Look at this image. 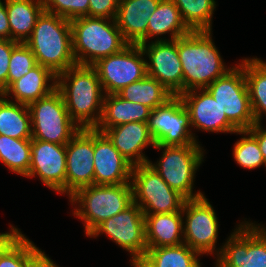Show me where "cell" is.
<instances>
[{
	"label": "cell",
	"instance_id": "cell-3",
	"mask_svg": "<svg viewBox=\"0 0 266 267\" xmlns=\"http://www.w3.org/2000/svg\"><path fill=\"white\" fill-rule=\"evenodd\" d=\"M24 43L31 49L37 64L56 76L77 65L72 50L71 25L66 18L43 11Z\"/></svg>",
	"mask_w": 266,
	"mask_h": 267
},
{
	"label": "cell",
	"instance_id": "cell-13",
	"mask_svg": "<svg viewBox=\"0 0 266 267\" xmlns=\"http://www.w3.org/2000/svg\"><path fill=\"white\" fill-rule=\"evenodd\" d=\"M147 123L155 145H200L191 131L189 113L179 96H173L164 105L151 110Z\"/></svg>",
	"mask_w": 266,
	"mask_h": 267
},
{
	"label": "cell",
	"instance_id": "cell-42",
	"mask_svg": "<svg viewBox=\"0 0 266 267\" xmlns=\"http://www.w3.org/2000/svg\"><path fill=\"white\" fill-rule=\"evenodd\" d=\"M0 39L10 40V26L6 10V0H0Z\"/></svg>",
	"mask_w": 266,
	"mask_h": 267
},
{
	"label": "cell",
	"instance_id": "cell-34",
	"mask_svg": "<svg viewBox=\"0 0 266 267\" xmlns=\"http://www.w3.org/2000/svg\"><path fill=\"white\" fill-rule=\"evenodd\" d=\"M39 248L21 234L1 255L0 267H29L30 257Z\"/></svg>",
	"mask_w": 266,
	"mask_h": 267
},
{
	"label": "cell",
	"instance_id": "cell-31",
	"mask_svg": "<svg viewBox=\"0 0 266 267\" xmlns=\"http://www.w3.org/2000/svg\"><path fill=\"white\" fill-rule=\"evenodd\" d=\"M31 139L0 135V162L14 174L25 177L30 168Z\"/></svg>",
	"mask_w": 266,
	"mask_h": 267
},
{
	"label": "cell",
	"instance_id": "cell-37",
	"mask_svg": "<svg viewBox=\"0 0 266 267\" xmlns=\"http://www.w3.org/2000/svg\"><path fill=\"white\" fill-rule=\"evenodd\" d=\"M19 42L8 39H0V92L1 94L8 88L9 60L12 49Z\"/></svg>",
	"mask_w": 266,
	"mask_h": 267
},
{
	"label": "cell",
	"instance_id": "cell-41",
	"mask_svg": "<svg viewBox=\"0 0 266 267\" xmlns=\"http://www.w3.org/2000/svg\"><path fill=\"white\" fill-rule=\"evenodd\" d=\"M10 232L0 233V255L22 234L21 230L10 225Z\"/></svg>",
	"mask_w": 266,
	"mask_h": 267
},
{
	"label": "cell",
	"instance_id": "cell-29",
	"mask_svg": "<svg viewBox=\"0 0 266 267\" xmlns=\"http://www.w3.org/2000/svg\"><path fill=\"white\" fill-rule=\"evenodd\" d=\"M244 74L252 113L256 123L266 116V62L260 58H244Z\"/></svg>",
	"mask_w": 266,
	"mask_h": 267
},
{
	"label": "cell",
	"instance_id": "cell-4",
	"mask_svg": "<svg viewBox=\"0 0 266 267\" xmlns=\"http://www.w3.org/2000/svg\"><path fill=\"white\" fill-rule=\"evenodd\" d=\"M70 25L72 50L77 65L92 66L129 45L115 19L86 16L71 20Z\"/></svg>",
	"mask_w": 266,
	"mask_h": 267
},
{
	"label": "cell",
	"instance_id": "cell-7",
	"mask_svg": "<svg viewBox=\"0 0 266 267\" xmlns=\"http://www.w3.org/2000/svg\"><path fill=\"white\" fill-rule=\"evenodd\" d=\"M31 114L32 139L66 145L81 129L66 109L61 93L51 94L28 105Z\"/></svg>",
	"mask_w": 266,
	"mask_h": 267
},
{
	"label": "cell",
	"instance_id": "cell-40",
	"mask_svg": "<svg viewBox=\"0 0 266 267\" xmlns=\"http://www.w3.org/2000/svg\"><path fill=\"white\" fill-rule=\"evenodd\" d=\"M29 267H59L47 254L38 249L31 257Z\"/></svg>",
	"mask_w": 266,
	"mask_h": 267
},
{
	"label": "cell",
	"instance_id": "cell-35",
	"mask_svg": "<svg viewBox=\"0 0 266 267\" xmlns=\"http://www.w3.org/2000/svg\"><path fill=\"white\" fill-rule=\"evenodd\" d=\"M37 65L31 49L22 42H19L13 49L9 60L8 87L21 77L26 75Z\"/></svg>",
	"mask_w": 266,
	"mask_h": 267
},
{
	"label": "cell",
	"instance_id": "cell-19",
	"mask_svg": "<svg viewBox=\"0 0 266 267\" xmlns=\"http://www.w3.org/2000/svg\"><path fill=\"white\" fill-rule=\"evenodd\" d=\"M132 168L108 137L94 128V184L130 183Z\"/></svg>",
	"mask_w": 266,
	"mask_h": 267
},
{
	"label": "cell",
	"instance_id": "cell-14",
	"mask_svg": "<svg viewBox=\"0 0 266 267\" xmlns=\"http://www.w3.org/2000/svg\"><path fill=\"white\" fill-rule=\"evenodd\" d=\"M143 56L144 52L139 44H129L119 53L102 58L92 65L105 95L117 94L124 87L147 75V57Z\"/></svg>",
	"mask_w": 266,
	"mask_h": 267
},
{
	"label": "cell",
	"instance_id": "cell-12",
	"mask_svg": "<svg viewBox=\"0 0 266 267\" xmlns=\"http://www.w3.org/2000/svg\"><path fill=\"white\" fill-rule=\"evenodd\" d=\"M184 243L202 256L219 255L216 248L219 222L216 212L205 195L186 200L182 208ZM186 216V217H185ZM215 253V254H214Z\"/></svg>",
	"mask_w": 266,
	"mask_h": 267
},
{
	"label": "cell",
	"instance_id": "cell-21",
	"mask_svg": "<svg viewBox=\"0 0 266 267\" xmlns=\"http://www.w3.org/2000/svg\"><path fill=\"white\" fill-rule=\"evenodd\" d=\"M160 1L120 0L115 21L129 44L147 43L148 21Z\"/></svg>",
	"mask_w": 266,
	"mask_h": 267
},
{
	"label": "cell",
	"instance_id": "cell-16",
	"mask_svg": "<svg viewBox=\"0 0 266 267\" xmlns=\"http://www.w3.org/2000/svg\"><path fill=\"white\" fill-rule=\"evenodd\" d=\"M93 184L94 128H82L66 144V195Z\"/></svg>",
	"mask_w": 266,
	"mask_h": 267
},
{
	"label": "cell",
	"instance_id": "cell-10",
	"mask_svg": "<svg viewBox=\"0 0 266 267\" xmlns=\"http://www.w3.org/2000/svg\"><path fill=\"white\" fill-rule=\"evenodd\" d=\"M131 186L133 202L144 214L182 211L186 201L148 163L133 166Z\"/></svg>",
	"mask_w": 266,
	"mask_h": 267
},
{
	"label": "cell",
	"instance_id": "cell-32",
	"mask_svg": "<svg viewBox=\"0 0 266 267\" xmlns=\"http://www.w3.org/2000/svg\"><path fill=\"white\" fill-rule=\"evenodd\" d=\"M190 31H212L215 0H172Z\"/></svg>",
	"mask_w": 266,
	"mask_h": 267
},
{
	"label": "cell",
	"instance_id": "cell-20",
	"mask_svg": "<svg viewBox=\"0 0 266 267\" xmlns=\"http://www.w3.org/2000/svg\"><path fill=\"white\" fill-rule=\"evenodd\" d=\"M103 133L130 164L134 166L148 163L149 159L143 151L148 146L155 147L148 123L129 122L107 128Z\"/></svg>",
	"mask_w": 266,
	"mask_h": 267
},
{
	"label": "cell",
	"instance_id": "cell-33",
	"mask_svg": "<svg viewBox=\"0 0 266 267\" xmlns=\"http://www.w3.org/2000/svg\"><path fill=\"white\" fill-rule=\"evenodd\" d=\"M235 134L241 135L233 147V157L236 164L249 170L265 165L262 152L256 138L248 130H238Z\"/></svg>",
	"mask_w": 266,
	"mask_h": 267
},
{
	"label": "cell",
	"instance_id": "cell-38",
	"mask_svg": "<svg viewBox=\"0 0 266 267\" xmlns=\"http://www.w3.org/2000/svg\"><path fill=\"white\" fill-rule=\"evenodd\" d=\"M120 0H89V17L115 19Z\"/></svg>",
	"mask_w": 266,
	"mask_h": 267
},
{
	"label": "cell",
	"instance_id": "cell-27",
	"mask_svg": "<svg viewBox=\"0 0 266 267\" xmlns=\"http://www.w3.org/2000/svg\"><path fill=\"white\" fill-rule=\"evenodd\" d=\"M197 251L185 243L146 250L145 256L134 267H202Z\"/></svg>",
	"mask_w": 266,
	"mask_h": 267
},
{
	"label": "cell",
	"instance_id": "cell-9",
	"mask_svg": "<svg viewBox=\"0 0 266 267\" xmlns=\"http://www.w3.org/2000/svg\"><path fill=\"white\" fill-rule=\"evenodd\" d=\"M216 258L215 267H266V227L240 222Z\"/></svg>",
	"mask_w": 266,
	"mask_h": 267
},
{
	"label": "cell",
	"instance_id": "cell-23",
	"mask_svg": "<svg viewBox=\"0 0 266 267\" xmlns=\"http://www.w3.org/2000/svg\"><path fill=\"white\" fill-rule=\"evenodd\" d=\"M147 249L184 243L182 211L144 214Z\"/></svg>",
	"mask_w": 266,
	"mask_h": 267
},
{
	"label": "cell",
	"instance_id": "cell-11",
	"mask_svg": "<svg viewBox=\"0 0 266 267\" xmlns=\"http://www.w3.org/2000/svg\"><path fill=\"white\" fill-rule=\"evenodd\" d=\"M107 235L131 255L134 267L146 254L145 220L141 208L132 202L126 209L99 224L87 237Z\"/></svg>",
	"mask_w": 266,
	"mask_h": 267
},
{
	"label": "cell",
	"instance_id": "cell-22",
	"mask_svg": "<svg viewBox=\"0 0 266 267\" xmlns=\"http://www.w3.org/2000/svg\"><path fill=\"white\" fill-rule=\"evenodd\" d=\"M50 83V84H49ZM57 76L48 68L37 64L26 75L14 81L3 93L14 102L29 105L51 94L57 87Z\"/></svg>",
	"mask_w": 266,
	"mask_h": 267
},
{
	"label": "cell",
	"instance_id": "cell-15",
	"mask_svg": "<svg viewBox=\"0 0 266 267\" xmlns=\"http://www.w3.org/2000/svg\"><path fill=\"white\" fill-rule=\"evenodd\" d=\"M146 59L147 75L160 82L172 95L183 93V71L178 54V39L152 41L140 45Z\"/></svg>",
	"mask_w": 266,
	"mask_h": 267
},
{
	"label": "cell",
	"instance_id": "cell-36",
	"mask_svg": "<svg viewBox=\"0 0 266 267\" xmlns=\"http://www.w3.org/2000/svg\"><path fill=\"white\" fill-rule=\"evenodd\" d=\"M44 11L71 21L89 17V0H43Z\"/></svg>",
	"mask_w": 266,
	"mask_h": 267
},
{
	"label": "cell",
	"instance_id": "cell-24",
	"mask_svg": "<svg viewBox=\"0 0 266 267\" xmlns=\"http://www.w3.org/2000/svg\"><path fill=\"white\" fill-rule=\"evenodd\" d=\"M151 109L145 105L127 101L118 94L104 96L102 115L96 130L103 132L129 122H148Z\"/></svg>",
	"mask_w": 266,
	"mask_h": 267
},
{
	"label": "cell",
	"instance_id": "cell-2",
	"mask_svg": "<svg viewBox=\"0 0 266 267\" xmlns=\"http://www.w3.org/2000/svg\"><path fill=\"white\" fill-rule=\"evenodd\" d=\"M211 34L212 31H191L178 38L183 93L193 89H205L233 68L225 65Z\"/></svg>",
	"mask_w": 266,
	"mask_h": 267
},
{
	"label": "cell",
	"instance_id": "cell-30",
	"mask_svg": "<svg viewBox=\"0 0 266 267\" xmlns=\"http://www.w3.org/2000/svg\"><path fill=\"white\" fill-rule=\"evenodd\" d=\"M117 94L127 101L145 105L151 110L164 105L174 96L160 82L148 75L124 87Z\"/></svg>",
	"mask_w": 266,
	"mask_h": 267
},
{
	"label": "cell",
	"instance_id": "cell-8",
	"mask_svg": "<svg viewBox=\"0 0 266 267\" xmlns=\"http://www.w3.org/2000/svg\"><path fill=\"white\" fill-rule=\"evenodd\" d=\"M240 63L235 64L225 75L217 78L205 89L238 130H248L256 122L245 80L244 59Z\"/></svg>",
	"mask_w": 266,
	"mask_h": 267
},
{
	"label": "cell",
	"instance_id": "cell-26",
	"mask_svg": "<svg viewBox=\"0 0 266 267\" xmlns=\"http://www.w3.org/2000/svg\"><path fill=\"white\" fill-rule=\"evenodd\" d=\"M10 40L24 43L44 11L43 0H6Z\"/></svg>",
	"mask_w": 266,
	"mask_h": 267
},
{
	"label": "cell",
	"instance_id": "cell-17",
	"mask_svg": "<svg viewBox=\"0 0 266 267\" xmlns=\"http://www.w3.org/2000/svg\"><path fill=\"white\" fill-rule=\"evenodd\" d=\"M26 178L38 177L48 188L66 195V145L32 140Z\"/></svg>",
	"mask_w": 266,
	"mask_h": 267
},
{
	"label": "cell",
	"instance_id": "cell-6",
	"mask_svg": "<svg viewBox=\"0 0 266 267\" xmlns=\"http://www.w3.org/2000/svg\"><path fill=\"white\" fill-rule=\"evenodd\" d=\"M162 150V155L156 163L148 164L162 177L170 188L181 194L186 200L204 195L194 189L196 171L204 161L205 150L201 145L163 146L155 145ZM194 192V193H193Z\"/></svg>",
	"mask_w": 266,
	"mask_h": 267
},
{
	"label": "cell",
	"instance_id": "cell-5",
	"mask_svg": "<svg viewBox=\"0 0 266 267\" xmlns=\"http://www.w3.org/2000/svg\"><path fill=\"white\" fill-rule=\"evenodd\" d=\"M75 206L73 215L84 222L88 236L99 224L126 209L132 202L130 183L116 185H90L69 197ZM77 204V205H76Z\"/></svg>",
	"mask_w": 266,
	"mask_h": 267
},
{
	"label": "cell",
	"instance_id": "cell-25",
	"mask_svg": "<svg viewBox=\"0 0 266 267\" xmlns=\"http://www.w3.org/2000/svg\"><path fill=\"white\" fill-rule=\"evenodd\" d=\"M191 31L184 24L180 11L172 0H161L151 14L147 26V42L155 37L156 41L176 40ZM169 34V39L159 37ZM157 37V38H156Z\"/></svg>",
	"mask_w": 266,
	"mask_h": 267
},
{
	"label": "cell",
	"instance_id": "cell-28",
	"mask_svg": "<svg viewBox=\"0 0 266 267\" xmlns=\"http://www.w3.org/2000/svg\"><path fill=\"white\" fill-rule=\"evenodd\" d=\"M0 135L15 139H32L29 107L0 95Z\"/></svg>",
	"mask_w": 266,
	"mask_h": 267
},
{
	"label": "cell",
	"instance_id": "cell-39",
	"mask_svg": "<svg viewBox=\"0 0 266 267\" xmlns=\"http://www.w3.org/2000/svg\"><path fill=\"white\" fill-rule=\"evenodd\" d=\"M261 124L255 123L248 131L256 138L266 163V129Z\"/></svg>",
	"mask_w": 266,
	"mask_h": 267
},
{
	"label": "cell",
	"instance_id": "cell-18",
	"mask_svg": "<svg viewBox=\"0 0 266 267\" xmlns=\"http://www.w3.org/2000/svg\"><path fill=\"white\" fill-rule=\"evenodd\" d=\"M178 96L189 113L192 129L231 134L238 131L206 89H193Z\"/></svg>",
	"mask_w": 266,
	"mask_h": 267
},
{
	"label": "cell",
	"instance_id": "cell-1",
	"mask_svg": "<svg viewBox=\"0 0 266 267\" xmlns=\"http://www.w3.org/2000/svg\"><path fill=\"white\" fill-rule=\"evenodd\" d=\"M70 118L82 128H96L102 115L105 93L92 66L75 65L57 75Z\"/></svg>",
	"mask_w": 266,
	"mask_h": 267
}]
</instances>
